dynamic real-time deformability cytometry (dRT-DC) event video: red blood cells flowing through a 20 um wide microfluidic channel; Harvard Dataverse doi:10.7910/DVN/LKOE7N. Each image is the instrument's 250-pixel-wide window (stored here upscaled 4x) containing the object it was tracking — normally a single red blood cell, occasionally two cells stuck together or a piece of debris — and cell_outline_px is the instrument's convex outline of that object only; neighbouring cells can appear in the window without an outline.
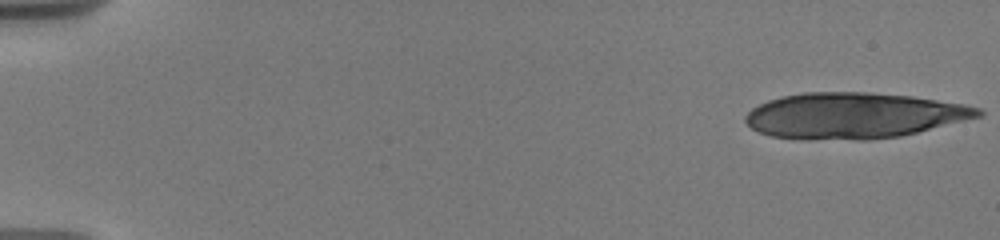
{"species": "human", "species_latin": "Homo sapiens", "temperature_condition": "warm", "stored_images_in_passage": 32, "camera_frame_rate_fps": 3000, "um_per_image_px": 0.085, "donor": {"sex": "male"}, "frame": {"image": 1, "passage_image": 1, "time_ms": 0.0, "image_size_px": [1000, 240], "cell_outline_px": [[984, 116], [900, 136], [868, 140], [856, 140], [768, 136], [752, 128], [744, 120], [744, 116], [752, 108], [768, 100], [784, 96], [804, 92], [868, 92], [912, 96], [964, 104], [980, 108], [984, 112]], "centroid_in_image_um": [72.61, 9.81], "position_along_channel_um": 12.4, "area_um2": 61.85}}
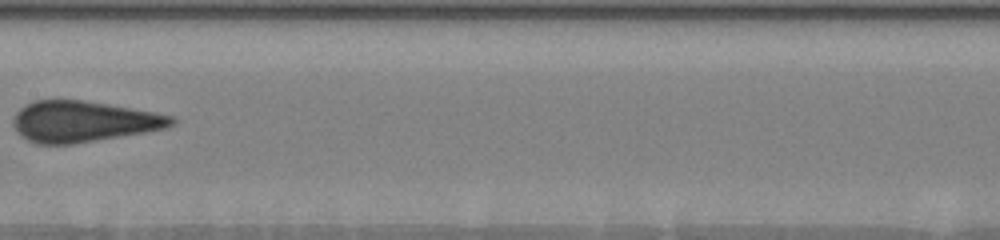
{"frame": {"image": 2, "passage_image": 28, "time_ms": 9.667, "image_size_px": [1000, 240], "cell_outline_px": [[176, 124], [168, 128], [72, 144], [36, 144], [28, 140], [12, 124], [12, 116], [24, 104], [36, 100], [84, 100], [156, 112], [176, 116]], "centroid_in_image_um": [7.12, 10.31], "position_along_channel_um": 200.3, "area_um2": 37.86}}
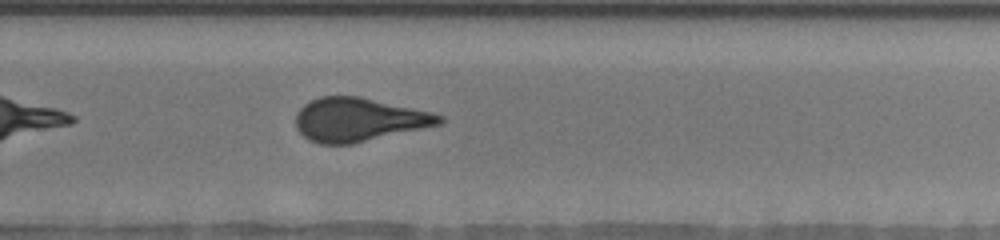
{"frame": {"image": 3, "passage_image": 32, "time_ms": 12.333, "image_size_px": [1000, 240], "cell_outline_px": [[444, 120], [440, 124], [352, 144], [320, 144], [308, 140], [296, 128], [296, 112], [304, 104], [320, 96], [360, 96], [432, 112], [444, 116]], "centroid_in_image_um": [30.46, 10.16], "position_along_channel_um": 299.3, "area_um2": 36.41}}